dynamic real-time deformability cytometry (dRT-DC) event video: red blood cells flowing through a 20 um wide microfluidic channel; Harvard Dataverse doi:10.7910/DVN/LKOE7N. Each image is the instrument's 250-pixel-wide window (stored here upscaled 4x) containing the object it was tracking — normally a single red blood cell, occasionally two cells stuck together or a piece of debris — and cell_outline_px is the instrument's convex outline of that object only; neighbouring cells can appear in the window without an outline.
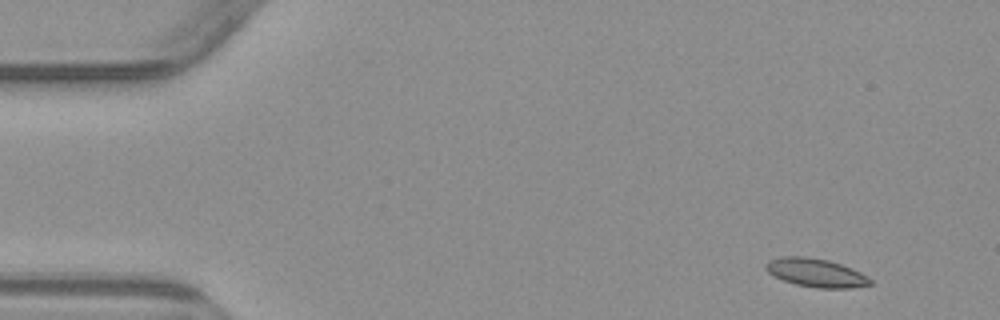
{"species": "common noctule bat (a hibernating species)", "species_latin": "Nyctalus noctula", "temperature_condition": "warm", "stored_images_in_passage": 4, "camera_frame_rate_fps": 3000, "um_per_image_px": 0.085, "animal": {"sex": "male", "body_mass_g": 23.1, "forearm_length_mm": 52.7}, "frame": {"image": 1, "passage_image": 1, "time_ms": 0.0, "image_size_px": [1000, 320], "cell_outline_px": [[872, 284], [852, 288], [816, 288], [796, 284], [784, 280], [768, 272], [764, 268], [764, 264], [768, 260], [784, 256], [804, 256], [828, 260], [852, 268], [868, 276], [872, 280]], "centroid_in_image_um": [69.36, 23.18], "position_along_channel_um": 15.6, "area_um2": 17.34}}
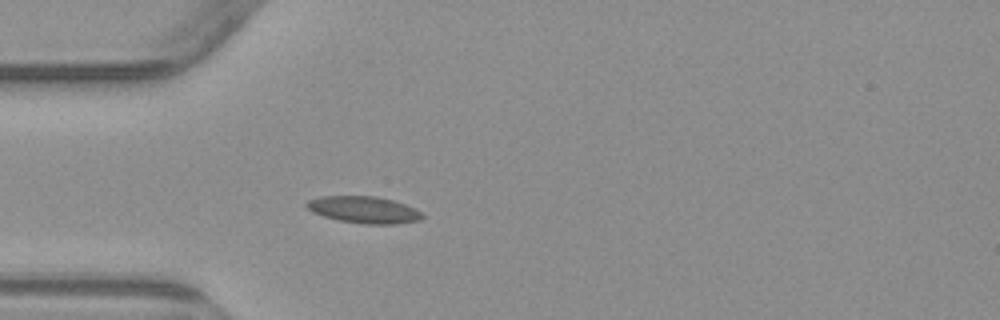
{"frame": {"image": 2, "passage_image": 4, "time_ms": 3.667, "image_size_px": [1000, 320], "cell_outline_px": [[424, 216], [420, 220], [396, 224], [364, 224], [340, 220], [324, 216], [312, 212], [304, 204], [308, 200], [320, 196], [376, 196], [392, 200], [404, 204], [424, 212]], "centroid_in_image_um": [30.95, 17.83], "position_along_channel_um": 54.1, "area_um2": 18.09}}